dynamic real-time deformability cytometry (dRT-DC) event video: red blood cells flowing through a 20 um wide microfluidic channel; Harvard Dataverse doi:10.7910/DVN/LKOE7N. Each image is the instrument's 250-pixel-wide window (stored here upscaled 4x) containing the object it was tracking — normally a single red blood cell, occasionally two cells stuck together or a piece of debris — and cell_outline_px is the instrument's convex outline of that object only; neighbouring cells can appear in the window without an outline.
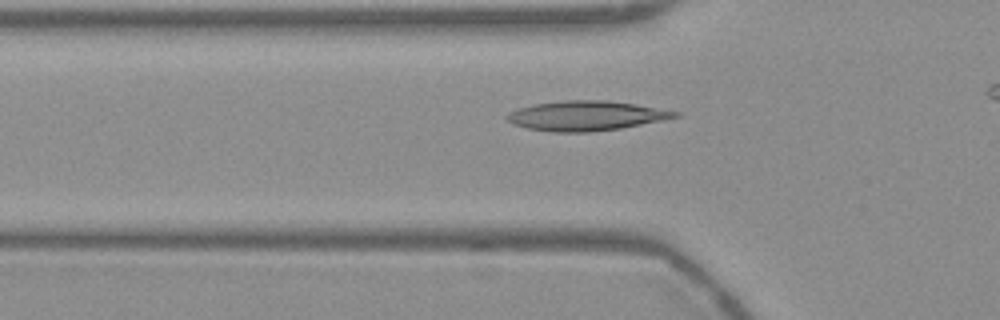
{"species": "Egyptian fruit bat (a non-hibernating species)", "species_latin": "Rousettus aegyptiacus", "temperature_condition": "warm", "stored_images_in_passage": 38, "camera_frame_rate_fps": 3000, "um_per_image_px": 0.085, "frame": {"image": 1, "passage_image": 11, "time_ms": 3.333, "image_size_px": [1000, 320], "cell_outline_px": [[680, 116], [620, 128], [592, 132], [552, 132], [528, 128], [512, 124], [504, 120], [504, 116], [508, 112], [516, 108], [532, 104], [564, 100], [604, 100], [636, 104], [680, 112]], "centroid_in_image_um": [49.72, 9.83], "position_along_channel_um": 76.1, "area_um2": 29.19}}
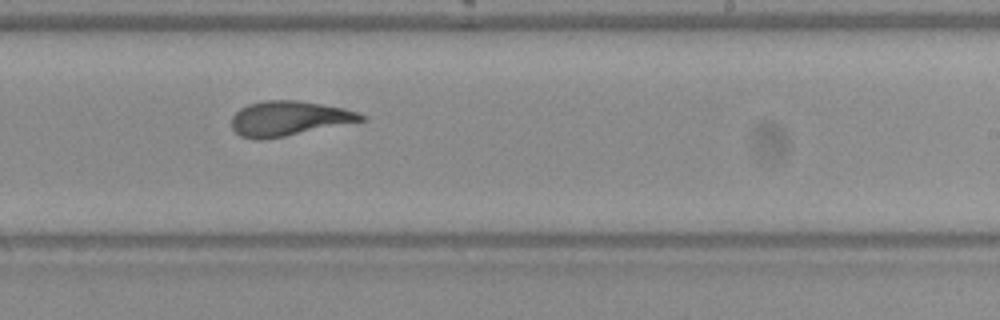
{"frame": {"image": 2, "passage_image": 26, "time_ms": 8.333, "image_size_px": [1000, 320], "cell_outline_px": [[368, 116], [364, 120], [264, 140], [252, 140], [240, 136], [232, 128], [232, 116], [240, 108], [248, 104], [264, 100], [296, 100], [344, 108]], "centroid_in_image_um": [24.5, 10.07], "position_along_channel_um": 264.5, "area_um2": 26.07}}
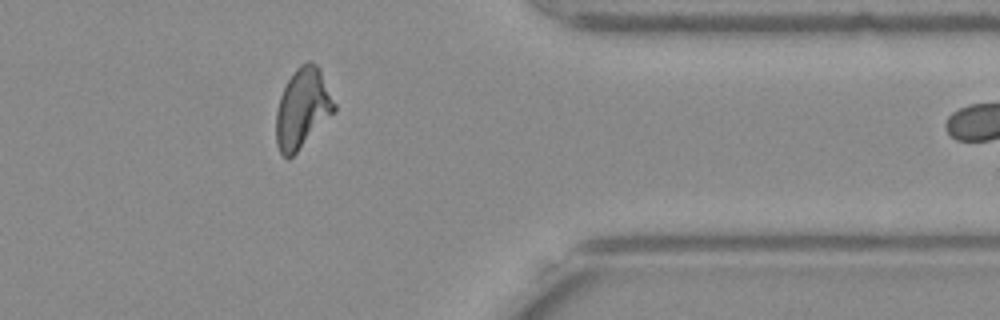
{"frame": {"image": 3, "passage_image": 37, "time_ms": 12.0, "image_size_px": [1000, 320], "cell_outline_px": [[336, 112], [288, 160], [280, 152], [276, 144], [276, 112], [280, 96], [288, 80], [296, 68], [300, 64], [308, 60], [316, 64], [320, 68], [336, 104]], "centroid_in_image_um": [25.73, 9.2], "position_along_channel_um": 385.7, "area_um2": 27.17}}